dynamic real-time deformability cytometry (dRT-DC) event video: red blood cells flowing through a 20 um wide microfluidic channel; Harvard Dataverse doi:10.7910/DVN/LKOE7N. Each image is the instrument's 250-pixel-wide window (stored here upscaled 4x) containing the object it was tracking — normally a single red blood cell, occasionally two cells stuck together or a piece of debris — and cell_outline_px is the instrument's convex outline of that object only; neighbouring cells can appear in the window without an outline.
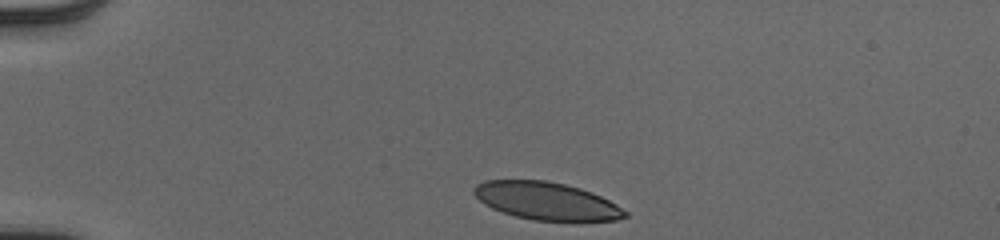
{"species": "human", "species_latin": "Homo sapiens", "temperature_condition": "cold", "stored_images_in_passage": 34, "camera_frame_rate_fps": 3000, "um_per_image_px": 0.085, "donor": {"sex": "male"}, "frame": {"image": 1, "passage_image": 1, "time_ms": 0.0, "image_size_px": [1000, 240], "cell_outline_px": [[628, 216], [616, 220], [580, 224], [572, 224], [532, 220], [516, 216], [492, 208], [484, 204], [472, 192], [472, 188], [476, 184], [484, 180], [544, 180], [564, 184], [580, 188], [592, 192], [616, 204], [628, 212]], "centroid_in_image_um": [46.52, 17.14], "position_along_channel_um": 38.5, "area_um2": 34.22}}
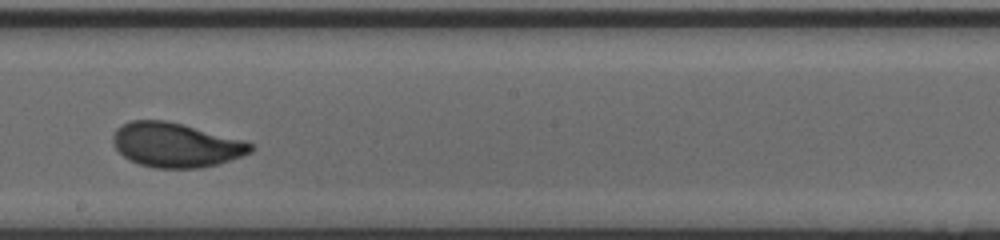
{"frame": {"image": 2, "passage_image": 20, "time_ms": 6.333, "image_size_px": [1000, 240], "cell_outline_px": [[256, 148], [252, 152], [220, 164], [200, 168], [156, 168], [140, 164], [124, 156], [116, 148], [112, 140], [112, 136], [116, 128], [120, 124], [132, 120], [168, 120], [184, 124], [244, 140], [252, 144]], "centroid_in_image_um": [14.97, 12.31], "position_along_channel_um": 233.2, "area_um2": 35.89}}
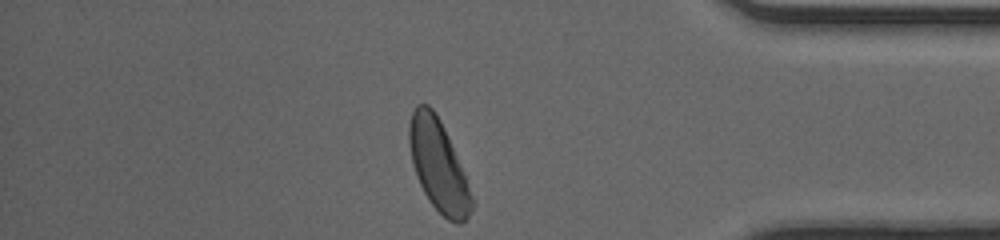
{"frame": {"image": 3, "passage_image": 34, "time_ms": 11.0, "image_size_px": [1000, 240], "cell_outline_px": [[476, 204], [468, 216], [460, 224], [456, 224], [448, 220], [428, 200], [420, 184], [412, 164], [408, 140], [408, 124], [412, 112], [416, 104], [428, 104], [432, 108], [440, 120], [444, 128]], "centroid_in_image_um": [37.24, 14.08], "position_along_channel_um": 398.0, "area_um2": 32.89}, "authors_computed_cell_mechanics": {"area_um2": 35.1424, "velocity_mm_per_s": 3.9939, "shape_relaxation_time_tau1_ms": 3.4159, "shape_relaxation_time_tau2_ms": null, "deformation_change_tau1": 0.1545, "deformation_change_tau2": null}}